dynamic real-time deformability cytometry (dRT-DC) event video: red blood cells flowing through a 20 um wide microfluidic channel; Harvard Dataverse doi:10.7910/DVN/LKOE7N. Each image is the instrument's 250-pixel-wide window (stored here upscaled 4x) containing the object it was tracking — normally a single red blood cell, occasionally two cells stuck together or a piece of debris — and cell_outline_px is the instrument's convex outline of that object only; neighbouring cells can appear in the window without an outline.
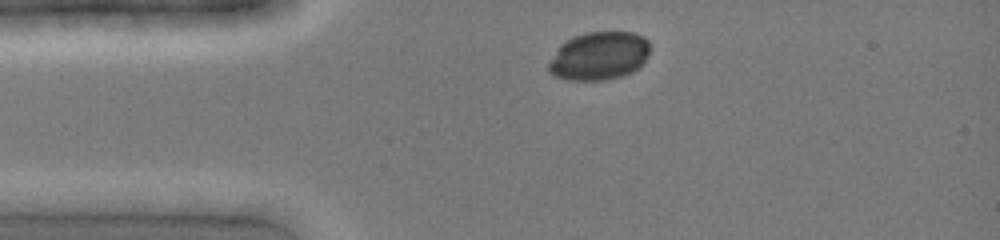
{"species": "common noctule bat (a hibernating species)", "species_latin": "Nyctalus noctula", "temperature_condition": "cold", "stored_images_in_passage": 9, "camera_frame_rate_fps": 3000, "um_per_image_px": 0.085, "animal": {"sex": "female", "body_mass_g": 19.0, "forearm_length_mm": 51.5}, "frame": {"image": 1, "passage_image": 1, "time_ms": 0.0, "image_size_px": [1000, 240], "cell_outline_px": [[648, 56], [644, 64], [640, 68], [624, 76], [608, 80], [568, 80], [556, 76], [548, 72], [548, 64], [560, 44], [572, 36], [588, 32], [632, 32], [644, 36], [648, 40]], "centroid_in_image_um": [50.94, 4.76], "position_along_channel_um": 34.1, "area_um2": 28.84}}
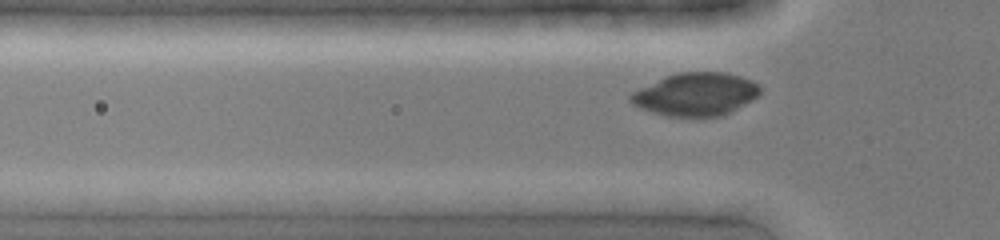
{"frame": {"image": 2, "passage_image": 5, "time_ms": 1.333, "image_size_px": [1000, 240], "cell_outline_px": [[760, 92], [752, 100], [724, 116], [696, 120], [668, 116], [652, 112], [640, 108], [632, 104], [628, 100], [628, 96], [632, 92], [664, 76], [680, 72], [724, 72], [740, 76], [752, 80], [760, 84]], "centroid_in_image_um": [59.13, 8.06], "position_along_channel_um": 66.7, "area_um2": 33.29}}